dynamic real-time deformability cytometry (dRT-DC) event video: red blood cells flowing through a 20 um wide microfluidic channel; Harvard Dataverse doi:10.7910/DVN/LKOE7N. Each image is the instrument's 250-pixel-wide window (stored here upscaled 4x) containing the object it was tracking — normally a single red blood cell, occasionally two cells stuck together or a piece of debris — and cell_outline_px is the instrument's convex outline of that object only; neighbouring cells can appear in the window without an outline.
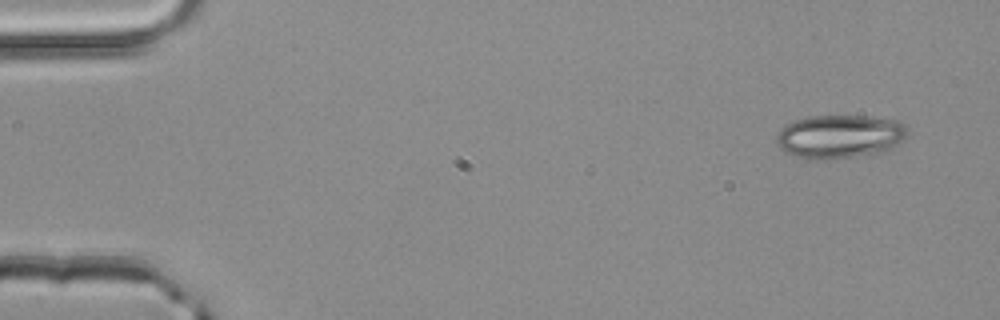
{"species": "common noctule bat (a hibernating species)", "species_latin": "Nyctalus noctula", "temperature_condition": "room temperature", "stored_images_in_passage": 3, "camera_frame_rate_fps": 3000, "um_per_image_px": 0.085, "animal": {"sex": "male", "body_mass_g": 20.4}, "frame": {"image": 1, "passage_image": 1, "time_ms": 0.0, "image_size_px": [1000, 320], "cell_outline_px": [[908, 132], [904, 140], [888, 152], [824, 160], [816, 160], [792, 156], [784, 152], [776, 144], [776, 136], [792, 120], [808, 116], [868, 116], [896, 120], [904, 124], [908, 128]], "centroid_in_image_um": [71.4, 11.62], "position_along_channel_um": 13.6, "area_um2": 33.76}}